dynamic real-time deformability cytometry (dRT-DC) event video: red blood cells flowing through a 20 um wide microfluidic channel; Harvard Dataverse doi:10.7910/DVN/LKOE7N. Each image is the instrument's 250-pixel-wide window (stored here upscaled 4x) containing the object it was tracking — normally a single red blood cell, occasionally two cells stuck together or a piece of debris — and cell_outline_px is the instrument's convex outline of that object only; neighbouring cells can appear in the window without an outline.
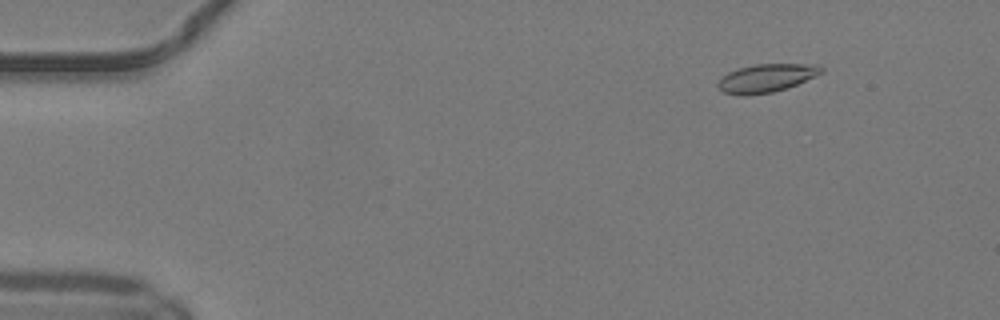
{"species": "common noctule bat (a hibernating species)", "species_latin": "Nyctalus noctula", "temperature_condition": "warm", "stored_images_in_passage": 42, "camera_frame_rate_fps": 3000, "um_per_image_px": 0.085, "animal": {"sex": "male", "body_mass_g": 19.2, "forearm_length_mm": 51.8}, "frame": {"image": 1, "passage_image": 7, "time_ms": 2.0, "image_size_px": [1000, 320], "cell_outline_px": [[824, 72], [788, 88], [772, 92], [740, 96], [724, 92], [716, 84], [728, 72], [740, 68], [756, 64], [816, 64], [824, 68]], "centroid_in_image_um": [65.17, 6.63], "position_along_channel_um": 19.8, "area_um2": 16.88}}
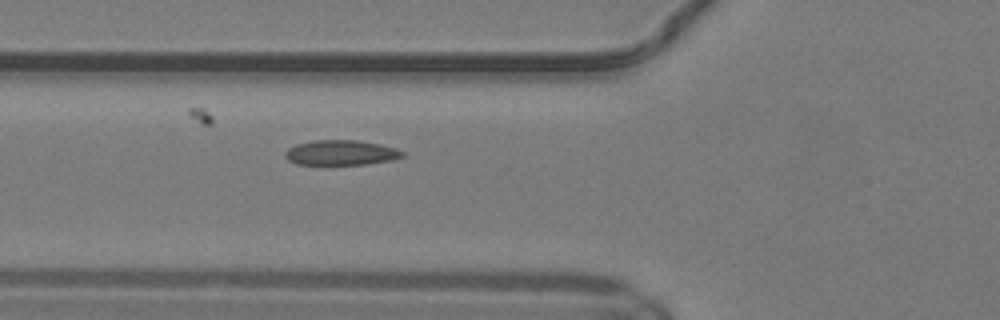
{"frame": {"image": 2, "passage_image": 20, "time_ms": 6.333, "image_size_px": [1000, 320], "cell_outline_px": [[404, 156], [392, 160], [368, 164], [296, 164], [288, 160], [284, 156], [284, 152], [288, 148], [296, 144], [312, 140], [356, 140], [380, 144], [396, 148], [404, 152]], "centroid_in_image_um": [28.97, 12.97], "position_along_channel_um": 96.8, "area_um2": 17.17}}
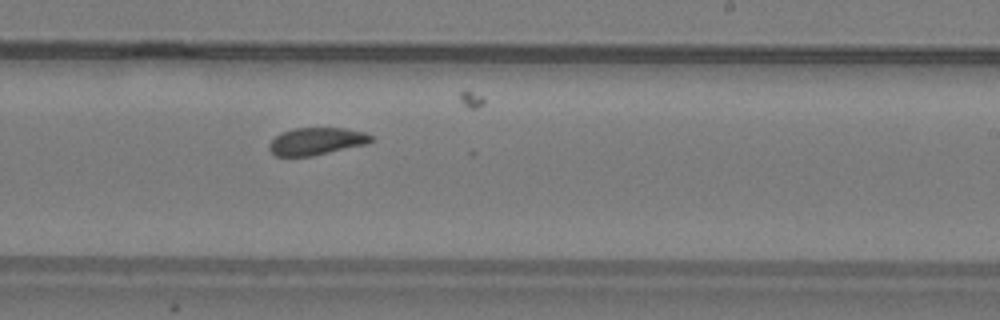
{"frame": {"image": 3, "passage_image": 32, "time_ms": 10.333, "image_size_px": [1000, 320], "cell_outline_px": [[376, 140], [368, 144], [312, 156], [276, 156], [268, 148], [268, 144], [280, 132], [292, 128], [344, 128], [364, 132], [372, 136]], "centroid_in_image_um": [26.92, 12.0], "position_along_channel_um": 262.1, "area_um2": 16.42}, "authors_computed_cell_mechanics": {"area_um2": 16.9932, "velocity_mm_per_s": 4.1237, "shape_relaxation_time_tau1_ms": 5.4093, "shape_relaxation_time_tau2_ms": 1.8054, "deformation_change_tau1": 0.1176, "deformation_change_tau2": 0.0611}}